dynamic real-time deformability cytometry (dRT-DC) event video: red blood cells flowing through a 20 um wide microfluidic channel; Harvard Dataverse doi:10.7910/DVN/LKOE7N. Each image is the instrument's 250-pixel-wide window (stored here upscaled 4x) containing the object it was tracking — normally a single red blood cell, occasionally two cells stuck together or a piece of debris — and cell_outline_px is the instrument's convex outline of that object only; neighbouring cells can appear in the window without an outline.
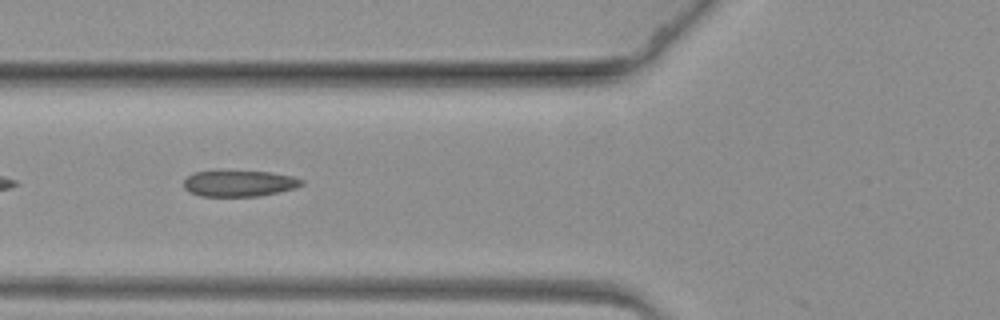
{"species": "common noctule bat (a hibernating species)", "species_latin": "Nyctalus noctula", "temperature_condition": "warm", "stored_images_in_passage": 44, "camera_frame_rate_fps": 3000, "um_per_image_px": 0.085, "animal": {"sex": "female", "body_mass_g": 19.3, "forearm_length_mm": 54.1}, "frame": {"image": 1, "passage_image": 6, "time_ms": 1.667, "image_size_px": [1000, 320], "cell_outline_px": [[304, 184], [296, 188], [280, 192], [260, 196], [200, 196], [188, 192], [184, 188], [184, 180], [188, 176], [196, 172], [216, 168], [268, 172], [292, 176], [304, 180]], "centroid_in_image_um": [20.3, 15.55], "position_along_channel_um": 105.5, "area_um2": 18.79}}
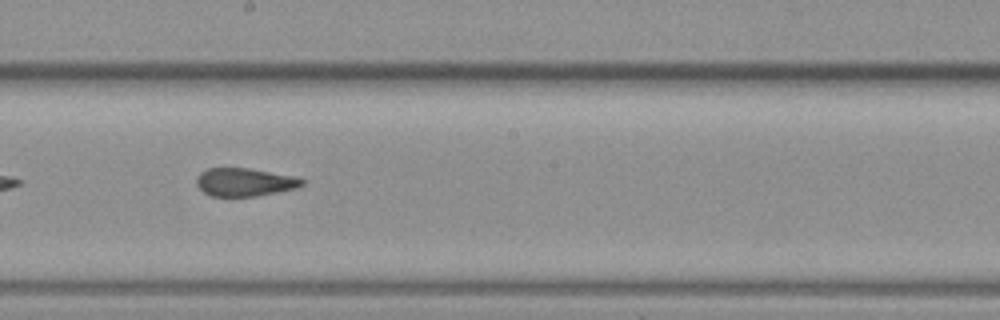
{"frame": {"image": 2, "passage_image": 17, "time_ms": 5.333, "image_size_px": [1000, 320], "cell_outline_px": [[304, 184], [296, 188], [256, 196], [212, 196], [204, 192], [196, 184], [196, 176], [200, 172], [208, 168], [248, 168], [296, 176], [304, 180]], "centroid_in_image_um": [20.79, 15.47], "position_along_channel_um": 227.4, "area_um2": 17.28}}
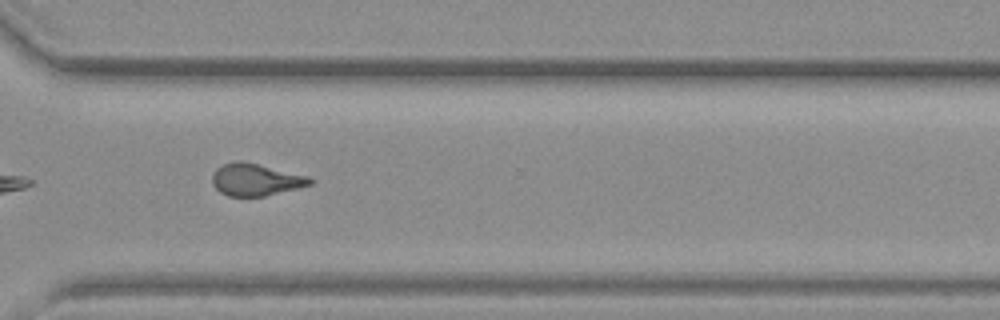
{"frame": {"image": 3, "passage_image": 28, "time_ms": 9.0, "image_size_px": [1000, 320], "cell_outline_px": [[316, 180], [312, 184], [264, 196], [228, 196], [220, 192], [212, 184], [212, 176], [216, 168], [224, 164], [236, 160], [240, 160], [312, 176]], "centroid_in_image_um": [21.76, 15.26], "position_along_channel_um": 348.8, "area_um2": 18.44}}